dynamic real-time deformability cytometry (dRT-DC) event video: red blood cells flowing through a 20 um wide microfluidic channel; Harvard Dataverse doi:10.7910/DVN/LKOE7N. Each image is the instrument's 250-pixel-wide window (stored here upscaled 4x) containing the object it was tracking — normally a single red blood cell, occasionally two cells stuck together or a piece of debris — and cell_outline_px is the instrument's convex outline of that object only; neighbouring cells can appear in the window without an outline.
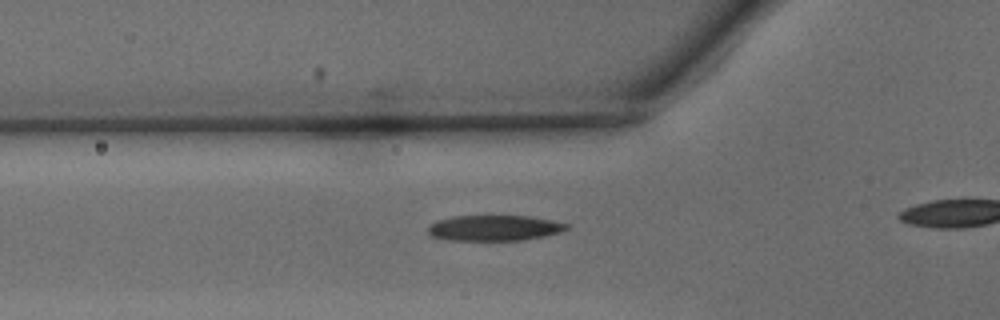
{"species": "common noctule bat (a hibernating species)", "species_latin": "Nyctalus noctula", "temperature_condition": "warm", "stored_images_in_passage": 18, "camera_frame_rate_fps": 3000, "um_per_image_px": 0.085, "animal": {"sex": "male", "body_mass_g": 15.6}, "frame": {"image": 1, "passage_image": 13, "time_ms": 4.0, "image_size_px": [1000, 320], "cell_outline_px": [[568, 228], [560, 232], [544, 236], [524, 240], [444, 240], [432, 236], [428, 232], [428, 224], [436, 220], [456, 216], [532, 216], [552, 220], [568, 224]], "centroid_in_image_um": [41.99, 19.37], "position_along_channel_um": 83.8, "area_um2": 20.75}}
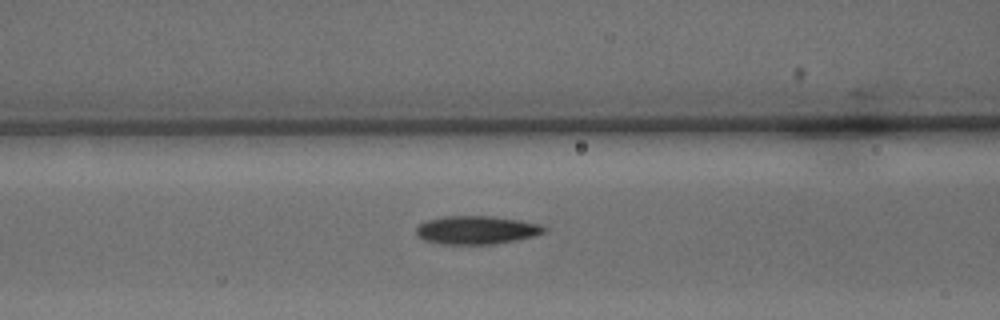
{"frame": {"image": 2, "passage_image": 16, "time_ms": 5.0, "image_size_px": [1000, 320], "cell_outline_px": [[548, 228], [544, 232], [532, 236], [516, 240], [492, 244], [440, 244], [424, 240], [416, 236], [416, 228], [420, 224], [428, 220], [444, 216], [488, 216], [520, 220], [540, 224]], "centroid_in_image_um": [40.48, 19.55], "position_along_channel_um": 126.1, "area_um2": 21.04}}